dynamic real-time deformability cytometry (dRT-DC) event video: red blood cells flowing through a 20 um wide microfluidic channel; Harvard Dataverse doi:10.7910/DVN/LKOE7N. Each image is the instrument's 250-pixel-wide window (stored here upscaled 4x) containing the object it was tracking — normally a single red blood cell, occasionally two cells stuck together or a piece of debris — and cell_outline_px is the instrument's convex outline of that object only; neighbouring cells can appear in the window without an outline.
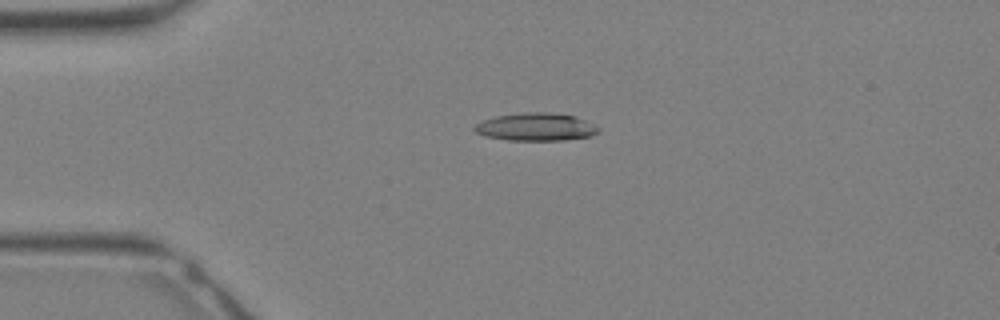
{"species": "Egyptian fruit bat (a non-hibernating species)", "species_latin": "Rousettus aegyptiacus", "temperature_condition": "warm", "stored_images_in_passage": 22, "camera_frame_rate_fps": 3000, "um_per_image_px": 0.085, "animal": {"sex": "female"}, "frame": {"image": 1, "passage_image": 1, "time_ms": 0.0, "image_size_px": [1000, 320], "cell_outline_px": [[600, 128], [592, 136], [564, 140], [508, 140], [484, 136], [476, 132], [472, 128], [476, 124], [484, 120], [496, 116], [524, 112], [548, 112], [576, 116]], "centroid_in_image_um": [45.53, 10.79], "position_along_channel_um": 39.5, "area_um2": 20.0}}
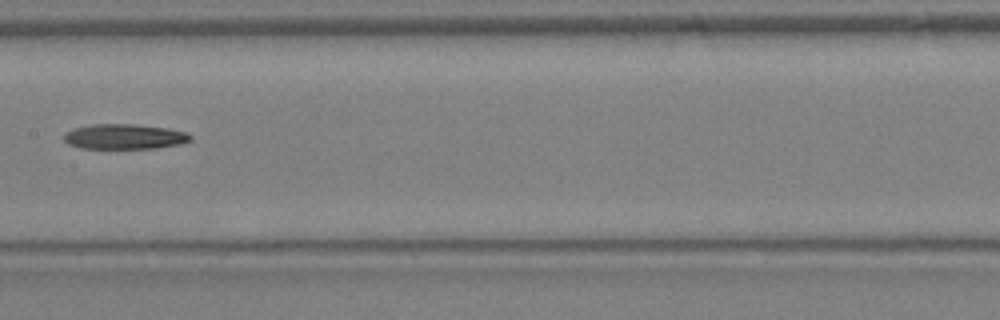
{"frame": {"image": 2, "passage_image": 10, "time_ms": 3.0, "image_size_px": [1000, 320], "cell_outline_px": [[192, 140], [184, 144], [156, 148], [80, 148], [68, 144], [64, 140], [64, 132], [72, 128], [92, 124], [132, 124], [168, 128], [188, 132], [192, 136]], "centroid_in_image_um": [10.6, 11.61], "position_along_channel_um": 196.8, "area_um2": 18.79}}
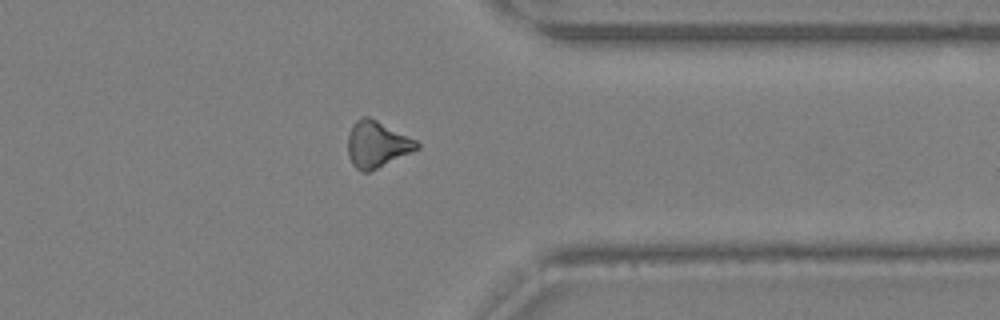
{"frame": {"image": 3, "passage_image": 19, "time_ms": 6.0, "image_size_px": [1000, 320], "cell_outline_px": [[420, 148], [412, 152], [368, 172], [364, 172], [356, 168], [352, 164], [348, 156], [348, 136], [352, 124], [360, 116], [368, 116], [416, 140], [420, 144]], "centroid_in_image_um": [32.02, 12.26], "position_along_channel_um": 379.4, "area_um2": 18.5}}